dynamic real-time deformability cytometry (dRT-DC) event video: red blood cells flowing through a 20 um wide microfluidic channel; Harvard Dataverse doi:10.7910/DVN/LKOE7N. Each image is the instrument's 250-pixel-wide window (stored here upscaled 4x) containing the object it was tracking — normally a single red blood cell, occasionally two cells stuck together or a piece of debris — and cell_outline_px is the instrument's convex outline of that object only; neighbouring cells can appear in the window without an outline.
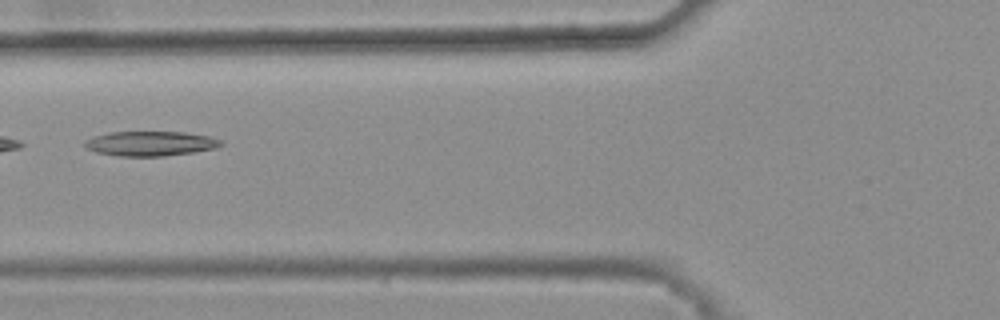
{"species": "common noctule bat (a hibernating species)", "species_latin": "Nyctalus noctula", "temperature_condition": "warm", "stored_images_in_passage": 7, "camera_frame_rate_fps": 3000, "um_per_image_px": 0.085, "animal": {"sex": "female", "body_mass_g": 25.1}, "frame": {"image": 1, "passage_image": 6, "time_ms": 1.667, "image_size_px": [1000, 320], "cell_outline_px": [[224, 144], [216, 148], [192, 152], [164, 156], [120, 156], [96, 152], [84, 148], [84, 140], [92, 136], [112, 132], [184, 132], [208, 136], [220, 140]], "centroid_in_image_um": [12.74, 12.2], "position_along_channel_um": 113.1, "area_um2": 19.59}}
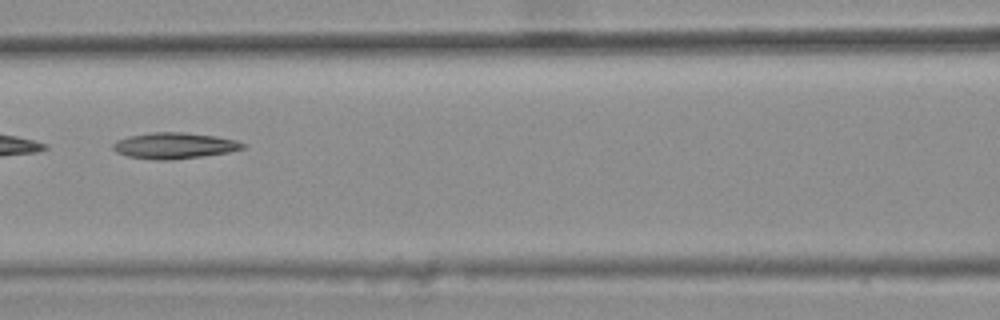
{"frame": {"image": 2, "passage_image": 7, "time_ms": 2.0, "image_size_px": [1000, 320], "cell_outline_px": [[248, 144], [244, 148], [228, 152], [204, 156], [172, 160], [156, 160], [128, 156], [116, 152], [112, 148], [112, 144], [116, 140], [128, 136], [152, 132], [184, 132], [216, 136], [236, 140]], "centroid_in_image_um": [14.82, 12.38], "position_along_channel_um": 151.8, "area_um2": 19.88}}